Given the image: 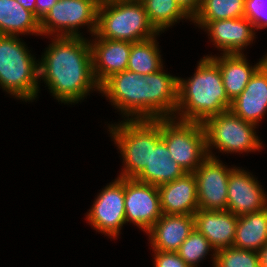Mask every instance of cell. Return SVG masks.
<instances>
[{"instance_id":"cell-5","label":"cell","mask_w":267,"mask_h":267,"mask_svg":"<svg viewBox=\"0 0 267 267\" xmlns=\"http://www.w3.org/2000/svg\"><path fill=\"white\" fill-rule=\"evenodd\" d=\"M161 118V139L170 157L186 173H193L208 157L206 135L202 123Z\"/></svg>"},{"instance_id":"cell-19","label":"cell","mask_w":267,"mask_h":267,"mask_svg":"<svg viewBox=\"0 0 267 267\" xmlns=\"http://www.w3.org/2000/svg\"><path fill=\"white\" fill-rule=\"evenodd\" d=\"M163 214L194 215L199 209L197 180L194 173L158 186Z\"/></svg>"},{"instance_id":"cell-1","label":"cell","mask_w":267,"mask_h":267,"mask_svg":"<svg viewBox=\"0 0 267 267\" xmlns=\"http://www.w3.org/2000/svg\"><path fill=\"white\" fill-rule=\"evenodd\" d=\"M46 49L38 62L39 79L44 80L55 99L67 104L78 103L91 89L100 91L93 74L88 39L83 36H53Z\"/></svg>"},{"instance_id":"cell-12","label":"cell","mask_w":267,"mask_h":267,"mask_svg":"<svg viewBox=\"0 0 267 267\" xmlns=\"http://www.w3.org/2000/svg\"><path fill=\"white\" fill-rule=\"evenodd\" d=\"M234 169L227 168L216 156H208L193 172L197 180L199 209L227 210L228 178Z\"/></svg>"},{"instance_id":"cell-9","label":"cell","mask_w":267,"mask_h":267,"mask_svg":"<svg viewBox=\"0 0 267 267\" xmlns=\"http://www.w3.org/2000/svg\"><path fill=\"white\" fill-rule=\"evenodd\" d=\"M101 0H60L40 22L41 35L81 37L78 28L87 25L92 36L97 30L98 7ZM57 31V32H56ZM56 33V34H54Z\"/></svg>"},{"instance_id":"cell-14","label":"cell","mask_w":267,"mask_h":267,"mask_svg":"<svg viewBox=\"0 0 267 267\" xmlns=\"http://www.w3.org/2000/svg\"><path fill=\"white\" fill-rule=\"evenodd\" d=\"M185 173L184 169L170 157V152L161 139V119H151L150 161L134 179L158 187Z\"/></svg>"},{"instance_id":"cell-33","label":"cell","mask_w":267,"mask_h":267,"mask_svg":"<svg viewBox=\"0 0 267 267\" xmlns=\"http://www.w3.org/2000/svg\"><path fill=\"white\" fill-rule=\"evenodd\" d=\"M58 0H35L36 19L41 22Z\"/></svg>"},{"instance_id":"cell-10","label":"cell","mask_w":267,"mask_h":267,"mask_svg":"<svg viewBox=\"0 0 267 267\" xmlns=\"http://www.w3.org/2000/svg\"><path fill=\"white\" fill-rule=\"evenodd\" d=\"M125 178L117 177L97 195L87 220L97 231L115 238L119 235L125 218Z\"/></svg>"},{"instance_id":"cell-31","label":"cell","mask_w":267,"mask_h":267,"mask_svg":"<svg viewBox=\"0 0 267 267\" xmlns=\"http://www.w3.org/2000/svg\"><path fill=\"white\" fill-rule=\"evenodd\" d=\"M154 255V267H190L178 252L154 250Z\"/></svg>"},{"instance_id":"cell-13","label":"cell","mask_w":267,"mask_h":267,"mask_svg":"<svg viewBox=\"0 0 267 267\" xmlns=\"http://www.w3.org/2000/svg\"><path fill=\"white\" fill-rule=\"evenodd\" d=\"M267 208V195L255 177L237 167L230 173L227 186V210L237 216Z\"/></svg>"},{"instance_id":"cell-22","label":"cell","mask_w":267,"mask_h":267,"mask_svg":"<svg viewBox=\"0 0 267 267\" xmlns=\"http://www.w3.org/2000/svg\"><path fill=\"white\" fill-rule=\"evenodd\" d=\"M244 54H223L211 58L218 64L228 98L233 101L246 87L255 71L267 60V55L256 65L249 66Z\"/></svg>"},{"instance_id":"cell-35","label":"cell","mask_w":267,"mask_h":267,"mask_svg":"<svg viewBox=\"0 0 267 267\" xmlns=\"http://www.w3.org/2000/svg\"><path fill=\"white\" fill-rule=\"evenodd\" d=\"M19 2L25 9L32 12L36 17V5L35 0H16Z\"/></svg>"},{"instance_id":"cell-28","label":"cell","mask_w":267,"mask_h":267,"mask_svg":"<svg viewBox=\"0 0 267 267\" xmlns=\"http://www.w3.org/2000/svg\"><path fill=\"white\" fill-rule=\"evenodd\" d=\"M212 249L214 250L208 239L194 228L177 252L190 267H197Z\"/></svg>"},{"instance_id":"cell-21","label":"cell","mask_w":267,"mask_h":267,"mask_svg":"<svg viewBox=\"0 0 267 267\" xmlns=\"http://www.w3.org/2000/svg\"><path fill=\"white\" fill-rule=\"evenodd\" d=\"M162 71L163 68L145 75L149 84V119L173 118L176 114L179 77Z\"/></svg>"},{"instance_id":"cell-2","label":"cell","mask_w":267,"mask_h":267,"mask_svg":"<svg viewBox=\"0 0 267 267\" xmlns=\"http://www.w3.org/2000/svg\"><path fill=\"white\" fill-rule=\"evenodd\" d=\"M231 102L218 64L207 55L201 58L191 78H178L176 114L179 115L174 118L203 123L208 117L228 111Z\"/></svg>"},{"instance_id":"cell-30","label":"cell","mask_w":267,"mask_h":267,"mask_svg":"<svg viewBox=\"0 0 267 267\" xmlns=\"http://www.w3.org/2000/svg\"><path fill=\"white\" fill-rule=\"evenodd\" d=\"M244 17L256 30L267 27V0H245Z\"/></svg>"},{"instance_id":"cell-7","label":"cell","mask_w":267,"mask_h":267,"mask_svg":"<svg viewBox=\"0 0 267 267\" xmlns=\"http://www.w3.org/2000/svg\"><path fill=\"white\" fill-rule=\"evenodd\" d=\"M111 138L123 157L120 178H135L151 157V119L123 120L109 126Z\"/></svg>"},{"instance_id":"cell-17","label":"cell","mask_w":267,"mask_h":267,"mask_svg":"<svg viewBox=\"0 0 267 267\" xmlns=\"http://www.w3.org/2000/svg\"><path fill=\"white\" fill-rule=\"evenodd\" d=\"M94 37L95 41L90 43L93 74L101 85L113 74L127 70L131 42L103 39L96 33Z\"/></svg>"},{"instance_id":"cell-23","label":"cell","mask_w":267,"mask_h":267,"mask_svg":"<svg viewBox=\"0 0 267 267\" xmlns=\"http://www.w3.org/2000/svg\"><path fill=\"white\" fill-rule=\"evenodd\" d=\"M40 35V22L16 0H0V35Z\"/></svg>"},{"instance_id":"cell-8","label":"cell","mask_w":267,"mask_h":267,"mask_svg":"<svg viewBox=\"0 0 267 267\" xmlns=\"http://www.w3.org/2000/svg\"><path fill=\"white\" fill-rule=\"evenodd\" d=\"M100 93L109 98L127 120L149 119V84L145 75L128 70L113 74L100 85Z\"/></svg>"},{"instance_id":"cell-6","label":"cell","mask_w":267,"mask_h":267,"mask_svg":"<svg viewBox=\"0 0 267 267\" xmlns=\"http://www.w3.org/2000/svg\"><path fill=\"white\" fill-rule=\"evenodd\" d=\"M202 124L210 157L215 156L210 151L214 147L222 153H248L262 149L263 144L254 131L257 125L244 121L230 110L208 117Z\"/></svg>"},{"instance_id":"cell-20","label":"cell","mask_w":267,"mask_h":267,"mask_svg":"<svg viewBox=\"0 0 267 267\" xmlns=\"http://www.w3.org/2000/svg\"><path fill=\"white\" fill-rule=\"evenodd\" d=\"M193 229V215L163 214L147 234L153 250L177 252Z\"/></svg>"},{"instance_id":"cell-32","label":"cell","mask_w":267,"mask_h":267,"mask_svg":"<svg viewBox=\"0 0 267 267\" xmlns=\"http://www.w3.org/2000/svg\"><path fill=\"white\" fill-rule=\"evenodd\" d=\"M181 9L191 18L198 13L202 0H175Z\"/></svg>"},{"instance_id":"cell-24","label":"cell","mask_w":267,"mask_h":267,"mask_svg":"<svg viewBox=\"0 0 267 267\" xmlns=\"http://www.w3.org/2000/svg\"><path fill=\"white\" fill-rule=\"evenodd\" d=\"M267 243V208L238 216L233 247L258 252Z\"/></svg>"},{"instance_id":"cell-16","label":"cell","mask_w":267,"mask_h":267,"mask_svg":"<svg viewBox=\"0 0 267 267\" xmlns=\"http://www.w3.org/2000/svg\"><path fill=\"white\" fill-rule=\"evenodd\" d=\"M193 216L194 228L202 233L214 248V264L217 250L233 246L238 216L228 210L204 209H198Z\"/></svg>"},{"instance_id":"cell-34","label":"cell","mask_w":267,"mask_h":267,"mask_svg":"<svg viewBox=\"0 0 267 267\" xmlns=\"http://www.w3.org/2000/svg\"><path fill=\"white\" fill-rule=\"evenodd\" d=\"M260 267H267V243L258 251Z\"/></svg>"},{"instance_id":"cell-3","label":"cell","mask_w":267,"mask_h":267,"mask_svg":"<svg viewBox=\"0 0 267 267\" xmlns=\"http://www.w3.org/2000/svg\"><path fill=\"white\" fill-rule=\"evenodd\" d=\"M96 34L103 39L131 43L159 35L140 0H101Z\"/></svg>"},{"instance_id":"cell-29","label":"cell","mask_w":267,"mask_h":267,"mask_svg":"<svg viewBox=\"0 0 267 267\" xmlns=\"http://www.w3.org/2000/svg\"><path fill=\"white\" fill-rule=\"evenodd\" d=\"M214 267H260L258 252L228 247L215 252Z\"/></svg>"},{"instance_id":"cell-11","label":"cell","mask_w":267,"mask_h":267,"mask_svg":"<svg viewBox=\"0 0 267 267\" xmlns=\"http://www.w3.org/2000/svg\"><path fill=\"white\" fill-rule=\"evenodd\" d=\"M125 218L146 233L163 215L158 187L125 178Z\"/></svg>"},{"instance_id":"cell-27","label":"cell","mask_w":267,"mask_h":267,"mask_svg":"<svg viewBox=\"0 0 267 267\" xmlns=\"http://www.w3.org/2000/svg\"><path fill=\"white\" fill-rule=\"evenodd\" d=\"M245 0H202L198 13L190 21H216L244 17Z\"/></svg>"},{"instance_id":"cell-25","label":"cell","mask_w":267,"mask_h":267,"mask_svg":"<svg viewBox=\"0 0 267 267\" xmlns=\"http://www.w3.org/2000/svg\"><path fill=\"white\" fill-rule=\"evenodd\" d=\"M163 68L156 36L140 42L131 43L127 70L141 75L155 73Z\"/></svg>"},{"instance_id":"cell-18","label":"cell","mask_w":267,"mask_h":267,"mask_svg":"<svg viewBox=\"0 0 267 267\" xmlns=\"http://www.w3.org/2000/svg\"><path fill=\"white\" fill-rule=\"evenodd\" d=\"M244 121L258 125L267 111V60L255 71L229 109Z\"/></svg>"},{"instance_id":"cell-15","label":"cell","mask_w":267,"mask_h":267,"mask_svg":"<svg viewBox=\"0 0 267 267\" xmlns=\"http://www.w3.org/2000/svg\"><path fill=\"white\" fill-rule=\"evenodd\" d=\"M193 23L209 33L214 46L220 51L222 49L221 54H243V47L250 45L255 38V28L246 17Z\"/></svg>"},{"instance_id":"cell-4","label":"cell","mask_w":267,"mask_h":267,"mask_svg":"<svg viewBox=\"0 0 267 267\" xmlns=\"http://www.w3.org/2000/svg\"><path fill=\"white\" fill-rule=\"evenodd\" d=\"M25 46L19 36L0 35V86L27 102L38 96L39 67Z\"/></svg>"},{"instance_id":"cell-26","label":"cell","mask_w":267,"mask_h":267,"mask_svg":"<svg viewBox=\"0 0 267 267\" xmlns=\"http://www.w3.org/2000/svg\"><path fill=\"white\" fill-rule=\"evenodd\" d=\"M147 12L148 19L158 33L164 32L184 18L191 19L175 0H140ZM182 18V19H181Z\"/></svg>"}]
</instances>
